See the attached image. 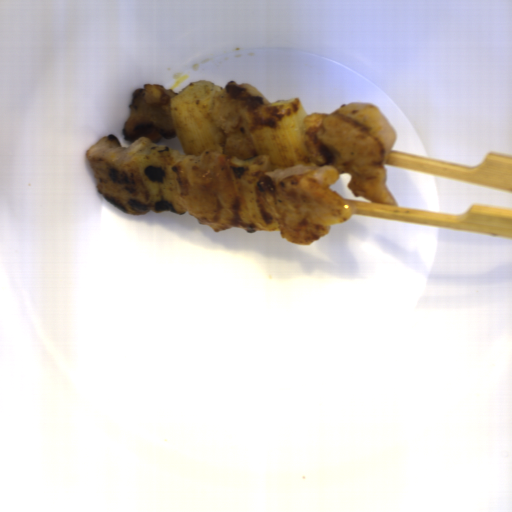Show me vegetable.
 Here are the masks:
<instances>
[{
    "label": "vegetable",
    "instance_id": "vegetable-3",
    "mask_svg": "<svg viewBox=\"0 0 512 512\" xmlns=\"http://www.w3.org/2000/svg\"><path fill=\"white\" fill-rule=\"evenodd\" d=\"M239 199V221L249 234L255 232H279L278 220L270 215L259 202L256 185L269 170L270 155L256 154L251 159L231 156L225 162Z\"/></svg>",
    "mask_w": 512,
    "mask_h": 512
},
{
    "label": "vegetable",
    "instance_id": "vegetable-4",
    "mask_svg": "<svg viewBox=\"0 0 512 512\" xmlns=\"http://www.w3.org/2000/svg\"><path fill=\"white\" fill-rule=\"evenodd\" d=\"M148 155L138 158L137 164L143 186L149 192L148 206L154 214L172 211L184 215L189 211L178 203L179 183L171 170L181 157L183 149L171 148L161 143L150 146Z\"/></svg>",
    "mask_w": 512,
    "mask_h": 512
},
{
    "label": "vegetable",
    "instance_id": "vegetable-2",
    "mask_svg": "<svg viewBox=\"0 0 512 512\" xmlns=\"http://www.w3.org/2000/svg\"><path fill=\"white\" fill-rule=\"evenodd\" d=\"M224 88L199 79L183 87L169 103L171 120L184 155L201 156L205 150L222 153V130L208 120L214 96Z\"/></svg>",
    "mask_w": 512,
    "mask_h": 512
},
{
    "label": "vegetable",
    "instance_id": "vegetable-1",
    "mask_svg": "<svg viewBox=\"0 0 512 512\" xmlns=\"http://www.w3.org/2000/svg\"><path fill=\"white\" fill-rule=\"evenodd\" d=\"M306 112L301 98L277 99L244 112L257 155H269L268 171L317 166L303 144Z\"/></svg>",
    "mask_w": 512,
    "mask_h": 512
}]
</instances>
